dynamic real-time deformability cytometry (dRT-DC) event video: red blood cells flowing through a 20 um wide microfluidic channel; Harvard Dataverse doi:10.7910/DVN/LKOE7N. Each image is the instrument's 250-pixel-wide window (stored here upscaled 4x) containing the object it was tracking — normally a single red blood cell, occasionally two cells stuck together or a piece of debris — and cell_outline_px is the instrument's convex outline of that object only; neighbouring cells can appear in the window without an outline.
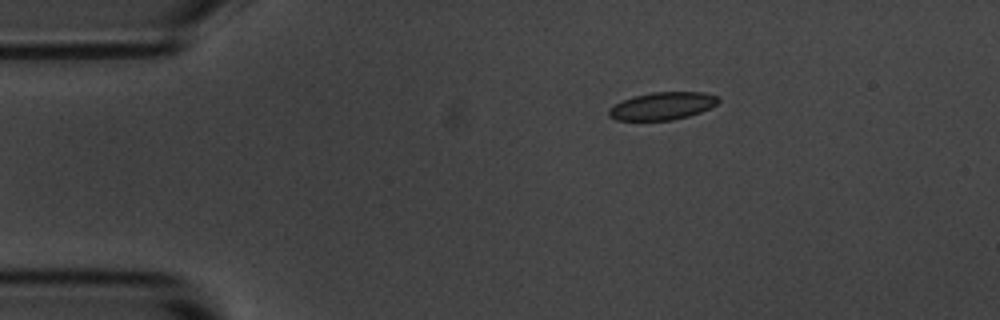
{"species": "common noctule bat (a hibernating species)", "species_latin": "Nyctalus noctula", "temperature_condition": "room temperature", "stored_images_in_passage": 2, "camera_frame_rate_fps": 3000, "um_per_image_px": 0.085, "animal": {"sex": "male", "body_mass_g": 20.1, "forearm_length_mm": 53.5}, "frame": {"image": 1, "passage_image": 1, "time_ms": 0.0, "image_size_px": [1000, 320], "cell_outline_px": [[720, 100], [716, 104], [700, 112], [688, 116], [672, 120], [616, 120], [608, 116], [608, 108], [624, 100], [636, 96], [652, 92], [704, 92], [716, 96]], "centroid_in_image_um": [56.29, 9.01], "position_along_channel_um": 28.7, "area_um2": 17.4}}